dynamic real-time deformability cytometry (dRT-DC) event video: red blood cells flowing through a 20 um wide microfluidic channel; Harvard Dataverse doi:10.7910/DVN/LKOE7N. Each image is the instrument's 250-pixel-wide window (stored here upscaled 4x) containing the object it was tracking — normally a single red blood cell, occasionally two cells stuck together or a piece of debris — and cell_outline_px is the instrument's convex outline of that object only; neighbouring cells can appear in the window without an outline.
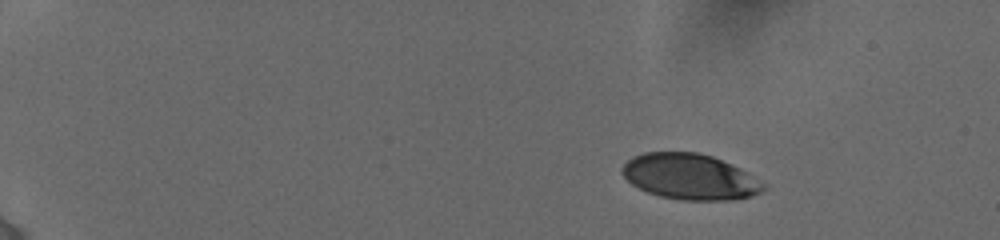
{"species": "human", "species_latin": "Homo sapiens", "temperature_condition": "cold", "stored_images_in_passage": 52, "camera_frame_rate_fps": 3000, "um_per_image_px": 0.085, "donor": {"sex": "female"}, "frame": {"image": 1, "passage_image": 5, "time_ms": 2.333, "image_size_px": [1000, 240], "cell_outline_px": [[768, 188], [752, 196], [728, 200], [680, 200], [660, 196], [648, 192], [632, 184], [620, 172], [620, 168], [632, 156], [644, 152], [696, 152], [712, 156], [740, 168], [768, 184]], "centroid_in_image_um": [58.66, 15.02], "position_along_channel_um": 26.3, "area_um2": 37.8}}
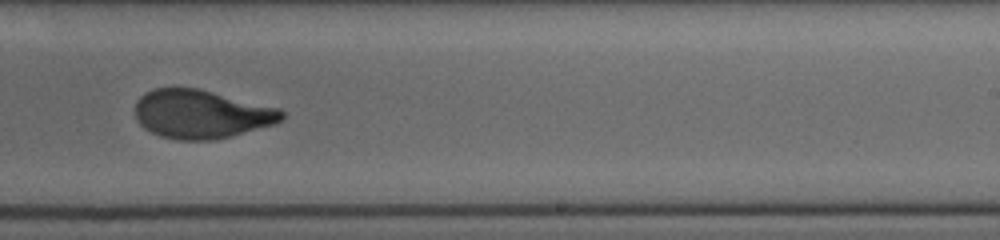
{"frame": {"image": 2, "passage_image": 29, "time_ms": 12.0, "image_size_px": [1000, 240], "cell_outline_px": [[284, 120], [276, 124], [212, 140], [176, 140], [160, 136], [144, 128], [136, 120], [136, 100], [140, 96], [156, 88], [196, 88], [280, 108], [284, 112]], "centroid_in_image_um": [17.11, 9.71], "position_along_channel_um": 271.9, "area_um2": 41.33}}
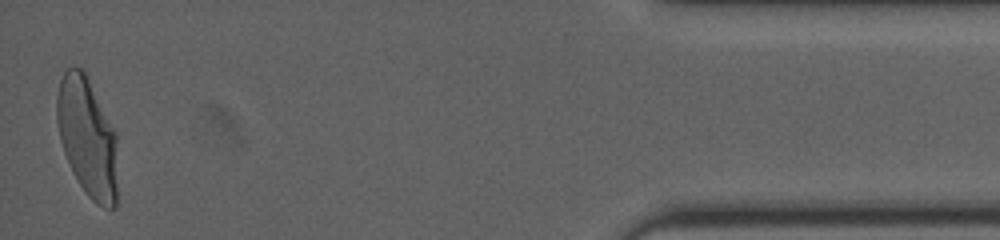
{"frame": {"image": 3, "passage_image": 51, "time_ms": 17.667, "image_size_px": [1000, 240], "cell_outline_px": [[116, 208], [104, 208], [96, 204], [88, 196], [72, 172], [64, 152], [60, 140], [56, 120], [56, 96], [60, 80], [64, 72], [68, 68], [80, 68], [84, 72], [116, 132]], "centroid_in_image_um": [7.41, 11.69], "position_along_channel_um": 427.8, "area_um2": 41.85}, "authors_computed_cell_mechanics": {"area_um2": 41.5871, "velocity_mm_per_s": 3.8611, "shape_relaxation_time_tau1_ms": 4.5942, "shape_relaxation_time_tau2_ms": 0.7446, "deformation_change_tau1": 0.1812, "deformation_change_tau2": 0.0617}}